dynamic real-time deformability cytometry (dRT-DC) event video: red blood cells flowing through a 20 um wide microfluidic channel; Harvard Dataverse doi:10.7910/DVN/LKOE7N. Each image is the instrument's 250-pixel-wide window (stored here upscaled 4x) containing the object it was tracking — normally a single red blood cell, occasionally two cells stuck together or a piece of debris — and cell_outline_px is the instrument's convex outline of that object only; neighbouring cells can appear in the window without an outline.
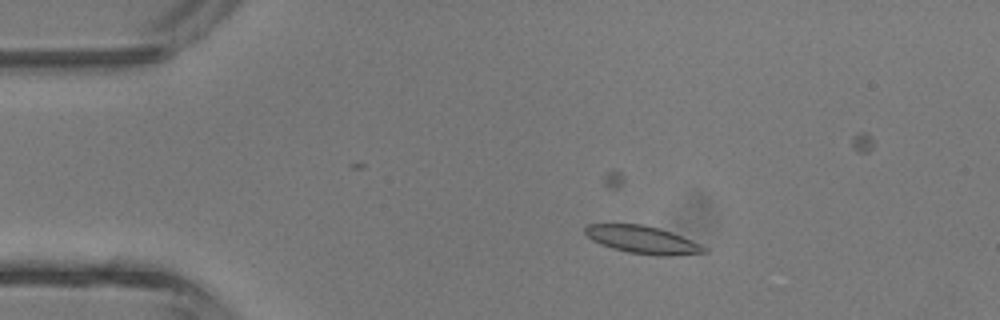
{"species": "common noctule bat (a hibernating species)", "species_latin": "Nyctalus noctula", "temperature_condition": "room temperature", "stored_images_in_passage": 5, "camera_frame_rate_fps": 3000, "um_per_image_px": 0.085, "animal": {"sex": "male", "body_mass_g": 13.3}, "frame": {"image": 1, "passage_image": 2, "time_ms": 2.0, "image_size_px": [1000, 320], "cell_outline_px": [[708, 252], [668, 256], [656, 256], [628, 252], [612, 248], [600, 244], [592, 240], [584, 232], [584, 228], [588, 224], [644, 224], [660, 228], [672, 232], [700, 244], [708, 248]], "centroid_in_image_um": [54.62, 20.38], "position_along_channel_um": 30.4, "area_um2": 19.25}}
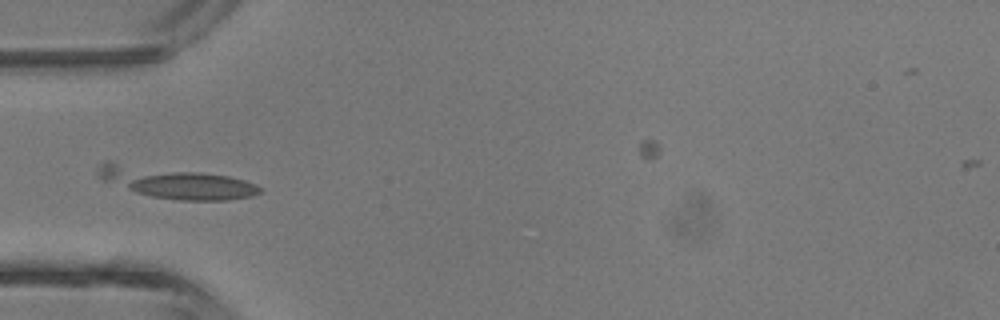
{"frame": {"image": 2, "passage_image": 4, "time_ms": 4.0, "image_size_px": [1000, 320], "cell_outline_px": [[264, 192], [252, 196], [228, 200], [180, 200], [152, 196], [136, 192], [104, 180], [96, 172], [96, 168], [104, 160], [108, 160], [200, 172], [228, 176], [244, 180], [256, 184], [264, 188]], "centroid_in_image_um": [14.94, 15.5], "position_along_channel_um": 70.1, "area_um2": 29.42}}